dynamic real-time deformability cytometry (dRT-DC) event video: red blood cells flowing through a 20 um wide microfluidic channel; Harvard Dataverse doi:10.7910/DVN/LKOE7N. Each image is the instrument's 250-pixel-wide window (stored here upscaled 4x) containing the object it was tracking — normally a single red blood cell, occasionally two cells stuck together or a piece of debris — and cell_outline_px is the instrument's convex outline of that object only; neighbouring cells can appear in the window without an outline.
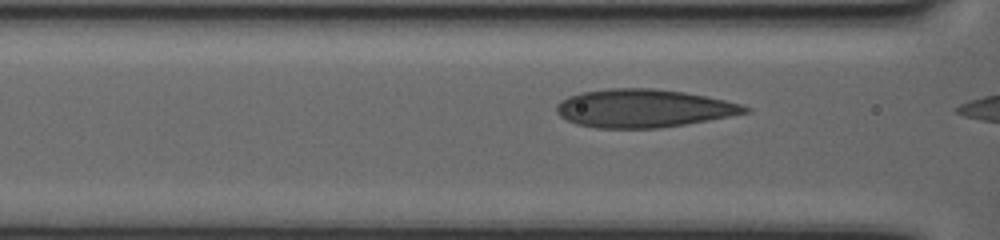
{"species": "human", "species_latin": "Homo sapiens", "temperature_condition": "warm", "stored_images_in_passage": 8, "camera_frame_rate_fps": 3000, "um_per_image_px": 0.085, "donor": {"sex": "female"}, "frame": {"image": 1, "passage_image": 5, "time_ms": 1.333, "image_size_px": [1000, 240], "cell_outline_px": [[752, 112], [708, 120], [684, 124], [656, 128], [596, 128], [576, 124], [560, 116], [556, 112], [556, 104], [560, 100], [568, 96], [580, 92], [608, 88], [652, 88], [684, 92], [744, 104], [752, 108]], "centroid_in_image_um": [54.69, 9.2], "position_along_channel_um": 111.9, "area_um2": 42.02}}